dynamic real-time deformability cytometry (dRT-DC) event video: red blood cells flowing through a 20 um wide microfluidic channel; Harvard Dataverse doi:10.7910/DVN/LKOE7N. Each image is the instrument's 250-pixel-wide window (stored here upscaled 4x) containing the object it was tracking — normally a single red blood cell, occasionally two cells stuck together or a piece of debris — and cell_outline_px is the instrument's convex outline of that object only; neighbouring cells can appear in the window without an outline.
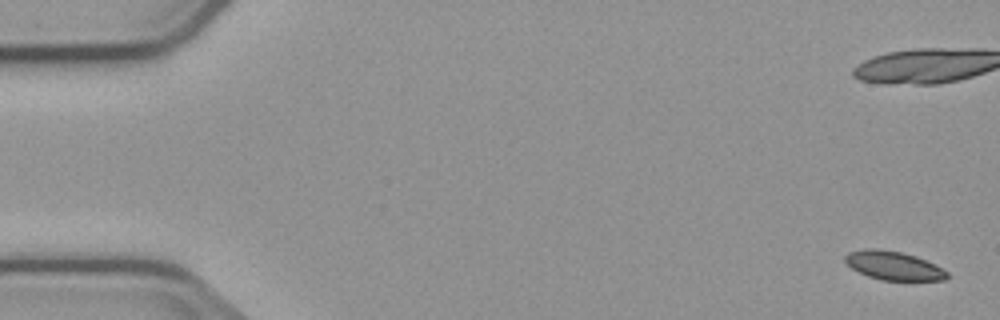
{"species": "common noctule bat (a hibernating species)", "species_latin": "Nyctalus noctula", "temperature_condition": "cold", "stored_images_in_passage": 6, "camera_frame_rate_fps": 3000, "um_per_image_px": 0.085, "animal": {"sex": "male", "body_mass_g": 23.1, "forearm_length_mm": 52.7}, "frame": {"image": 1, "passage_image": 1, "time_ms": 0.0, "image_size_px": [1000, 320], "cell_outline_px": [[948, 276], [944, 280], [880, 280], [868, 276], [844, 264], [844, 256], [848, 252], [864, 248], [876, 248], [900, 252], [916, 256], [936, 264], [948, 272]], "centroid_in_image_um": [75.92, 22.57], "position_along_channel_um": 9.1, "area_um2": 17.17}}